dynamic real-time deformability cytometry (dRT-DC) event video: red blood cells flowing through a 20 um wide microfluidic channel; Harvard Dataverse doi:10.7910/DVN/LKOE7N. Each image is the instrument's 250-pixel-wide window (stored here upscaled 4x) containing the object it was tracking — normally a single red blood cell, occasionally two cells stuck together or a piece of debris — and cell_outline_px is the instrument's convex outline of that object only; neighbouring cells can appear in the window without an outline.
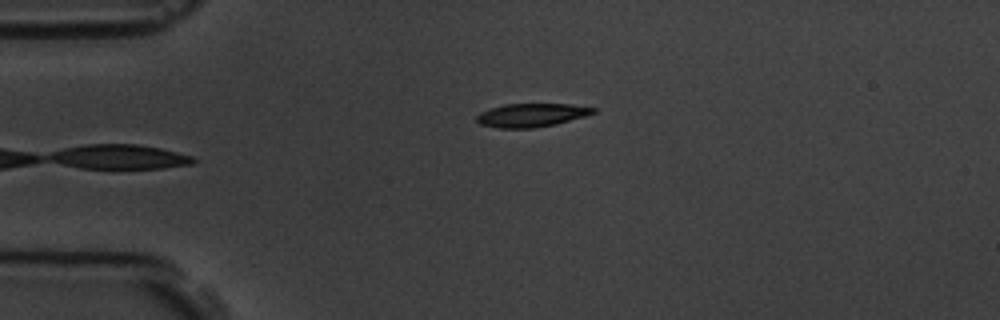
{"species": "common noctule bat (a hibernating species)", "species_latin": "Nyctalus noctula", "temperature_condition": "room temperature", "stored_images_in_passage": 6, "camera_frame_rate_fps": 3000, "um_per_image_px": 0.085, "animal": {"sex": "male", "body_mass_g": 19.5, "forearm_length_mm": 54.6}, "frame": {"image": 1, "passage_image": 6, "time_ms": 5.667, "image_size_px": [1000, 320], "cell_outline_px": [[596, 112], [584, 116], [556, 124], [532, 128], [500, 128], [480, 124], [476, 120], [476, 116], [480, 112], [504, 104], [568, 104], [596, 108]], "centroid_in_image_um": [45.16, 9.78], "position_along_channel_um": 39.8, "area_um2": 15.78}}